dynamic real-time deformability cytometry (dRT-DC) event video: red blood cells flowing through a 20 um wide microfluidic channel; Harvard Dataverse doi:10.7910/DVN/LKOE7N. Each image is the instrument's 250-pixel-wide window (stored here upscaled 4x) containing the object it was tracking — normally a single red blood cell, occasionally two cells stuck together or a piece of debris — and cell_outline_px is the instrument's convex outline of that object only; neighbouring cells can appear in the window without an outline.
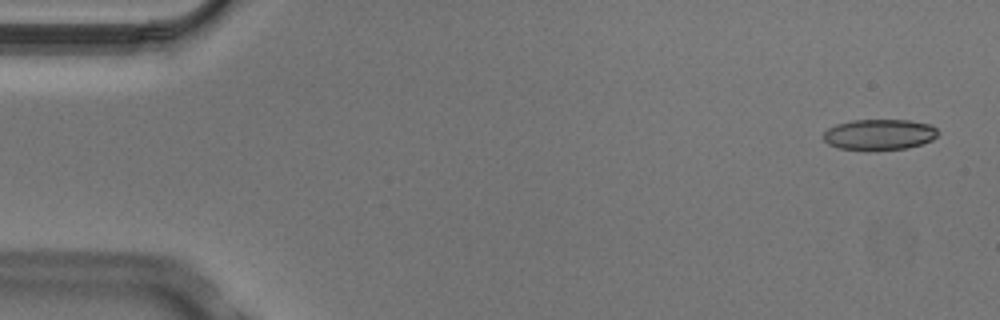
{"species": "Egyptian fruit bat (a non-hibernating species)", "species_latin": "Rousettus aegyptiacus", "temperature_condition": "cold", "stored_images_in_passage": 6, "camera_frame_rate_fps": 3000, "um_per_image_px": 0.085, "animal": {"sex": "male"}, "frame": {"image": 1, "passage_image": 1, "time_ms": 0.0, "image_size_px": [1000, 320], "cell_outline_px": [[940, 132], [932, 140], [908, 148], [840, 148], [828, 144], [824, 140], [824, 132], [828, 128], [836, 124], [852, 120], [908, 120], [932, 124]], "centroid_in_image_um": [74.78, 11.39], "position_along_channel_um": 10.2, "area_um2": 20.06}}
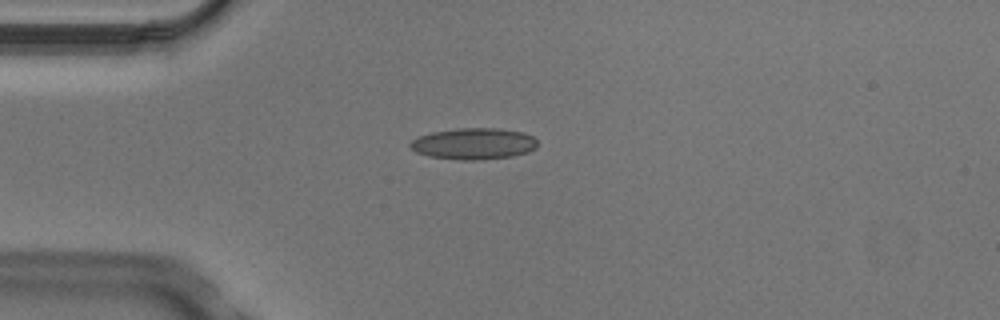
{"frame": {"image": 2, "passage_image": 4, "time_ms": 1.0, "image_size_px": [1000, 320], "cell_outline_px": [[536, 148], [528, 152], [512, 156], [480, 160], [460, 160], [428, 156], [416, 152], [408, 144], [416, 136], [432, 132], [456, 128], [496, 128], [524, 132], [532, 136], [536, 140]], "centroid_in_image_um": [40.24, 12.21], "position_along_channel_um": 44.8, "area_um2": 23.41}}